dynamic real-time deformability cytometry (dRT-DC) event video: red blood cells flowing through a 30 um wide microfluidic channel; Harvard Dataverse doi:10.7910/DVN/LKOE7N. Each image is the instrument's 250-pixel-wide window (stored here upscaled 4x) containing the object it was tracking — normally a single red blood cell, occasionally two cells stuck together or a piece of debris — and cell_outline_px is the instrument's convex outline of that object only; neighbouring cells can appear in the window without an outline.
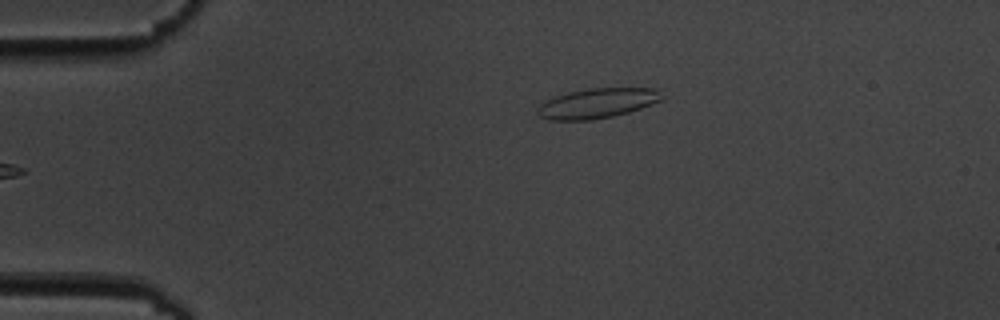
{"species": "common noctule bat (a hibernating species)", "species_latin": "Nyctalus noctula", "temperature_condition": "cold", "stored_images_in_passage": 5, "camera_frame_rate_fps": 3000, "um_per_image_px": 0.085, "animal": {"sex": "male", "body_mass_g": 19.5, "forearm_length_mm": 54.6}, "frame": {"image": 1, "passage_image": 5, "time_ms": 5.667, "image_size_px": [1000, 320], "cell_outline_px": [[664, 96], [660, 100], [652, 104], [628, 112], [612, 116], [592, 120], [548, 120], [540, 116], [536, 112], [540, 104], [544, 100], [568, 92], [588, 88], [656, 88]], "centroid_in_image_um": [50.74, 8.77], "position_along_channel_um": 34.3, "area_um2": 21.68}}